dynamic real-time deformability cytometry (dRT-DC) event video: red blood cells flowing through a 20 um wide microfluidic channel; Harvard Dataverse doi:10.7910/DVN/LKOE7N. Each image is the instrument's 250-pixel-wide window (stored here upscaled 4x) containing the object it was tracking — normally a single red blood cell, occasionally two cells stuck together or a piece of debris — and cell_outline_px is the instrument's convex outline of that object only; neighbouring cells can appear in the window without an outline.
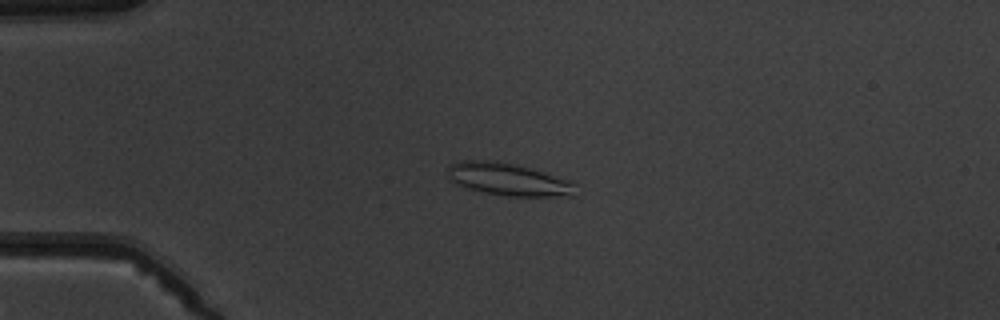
{"species": "common noctule bat (a hibernating species)", "species_latin": "Nyctalus noctula", "temperature_condition": "warm", "stored_images_in_passage": 5, "camera_frame_rate_fps": 3000, "um_per_image_px": 0.085, "animal": {"sex": "male", "body_mass_g": 19.5, "forearm_length_mm": 54.6}, "frame": {"image": 1, "passage_image": 4, "time_ms": 3.333, "image_size_px": [1000, 320], "cell_outline_px": [[580, 196], [504, 196], [468, 188], [456, 184], [448, 176], [448, 164], [460, 160], [496, 160], [528, 168], [568, 180], [576, 184]], "centroid_in_image_um": [43.22, 15.25], "position_along_channel_um": 41.8, "area_um2": 24.22}}